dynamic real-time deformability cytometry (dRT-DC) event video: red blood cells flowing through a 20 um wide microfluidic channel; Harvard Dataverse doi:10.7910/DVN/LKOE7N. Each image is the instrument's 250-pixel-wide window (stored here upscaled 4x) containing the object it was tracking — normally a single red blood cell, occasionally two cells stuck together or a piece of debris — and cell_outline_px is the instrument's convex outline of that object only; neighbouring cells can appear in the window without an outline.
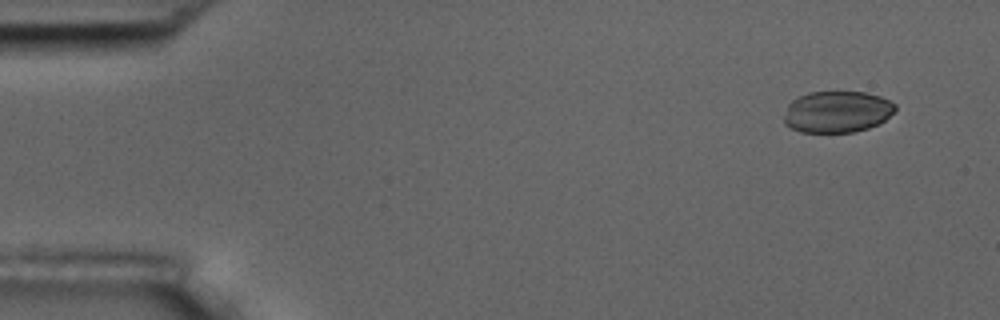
{"species": "common noctule bat (a hibernating species)", "species_latin": "Nyctalus noctula", "temperature_condition": "room temperature", "stored_images_in_passage": 6, "segment_of_instrument_passage": [2, 2], "camera_frame_rate_fps": 3000, "um_per_image_px": 0.085, "animal": {"sex": "male", "body_mass_g": 17.5, "forearm_length_mm": 52.3}, "frame": {"image": 1, "passage_image": 6, "time_ms": 6.667, "image_size_px": [1000, 320], "cell_outline_px": [[896, 108], [884, 120], [868, 128], [852, 132], [800, 132], [784, 124], [784, 116], [788, 104], [792, 100], [808, 92], [864, 92], [880, 96], [896, 104]], "centroid_in_image_um": [71.12, 9.5], "position_along_channel_um": 13.9, "area_um2": 26.76}}